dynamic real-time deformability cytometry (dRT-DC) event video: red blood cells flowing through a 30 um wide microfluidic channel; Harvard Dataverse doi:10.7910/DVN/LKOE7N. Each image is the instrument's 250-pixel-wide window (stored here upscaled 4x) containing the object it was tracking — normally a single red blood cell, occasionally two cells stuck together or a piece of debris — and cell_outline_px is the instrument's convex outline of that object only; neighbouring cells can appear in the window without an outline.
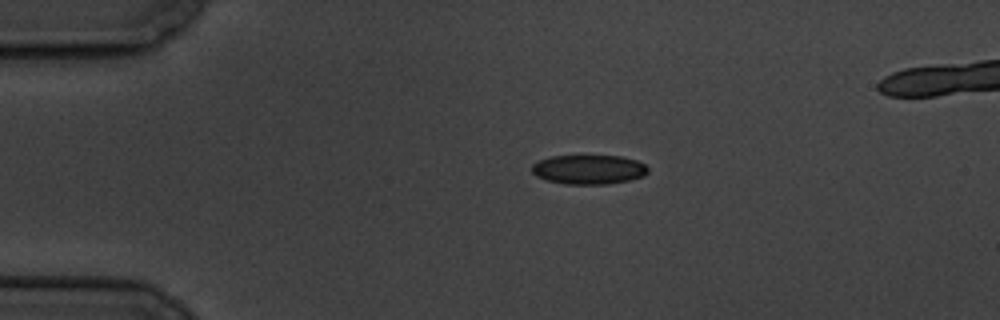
{"species": "common noctule bat (a hibernating species)", "species_latin": "Nyctalus noctula", "temperature_condition": "cold", "stored_images_in_passage": 3, "camera_frame_rate_fps": 3000, "um_per_image_px": 0.085, "animal": {"sex": "male", "body_mass_g": 19.5, "forearm_length_mm": 54.6}, "frame": {"image": 1, "passage_image": 1, "time_ms": 0.0, "image_size_px": [1000, 320], "cell_outline_px": [[648, 172], [644, 176], [628, 180], [604, 184], [564, 184], [548, 180], [536, 176], [532, 172], [532, 164], [540, 160], [552, 156], [620, 156], [636, 160], [644, 164], [648, 168]], "centroid_in_image_um": [50.04, 14.4], "position_along_channel_um": 35.0, "area_um2": 19.71}}